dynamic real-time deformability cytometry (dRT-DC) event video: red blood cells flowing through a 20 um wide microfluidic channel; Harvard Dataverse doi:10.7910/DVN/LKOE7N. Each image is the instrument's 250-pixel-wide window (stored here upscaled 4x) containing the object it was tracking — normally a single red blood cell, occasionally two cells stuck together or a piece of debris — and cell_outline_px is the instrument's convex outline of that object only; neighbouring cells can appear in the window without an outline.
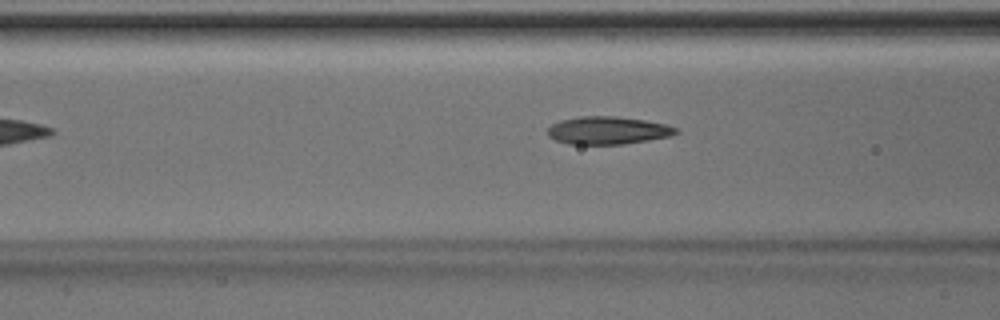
{"species": "Egyptian fruit bat (a non-hibernating species)", "species_latin": "Rousettus aegyptiacus", "temperature_condition": "room temperature", "stored_images_in_passage": 6, "camera_frame_rate_fps": 3000, "um_per_image_px": 0.085, "animal": {"sex": "male"}, "frame": {"image": 1, "passage_image": 5, "time_ms": 1.333, "image_size_px": [1000, 320], "cell_outline_px": [[680, 132], [668, 136], [648, 140], [624, 144], [568, 144], [556, 140], [548, 136], [548, 128], [552, 124], [560, 120], [580, 116], [616, 116], [644, 120], [668, 124], [676, 128]], "centroid_in_image_um": [51.66, 11.08], "position_along_channel_um": 114.9, "area_um2": 20.75}}